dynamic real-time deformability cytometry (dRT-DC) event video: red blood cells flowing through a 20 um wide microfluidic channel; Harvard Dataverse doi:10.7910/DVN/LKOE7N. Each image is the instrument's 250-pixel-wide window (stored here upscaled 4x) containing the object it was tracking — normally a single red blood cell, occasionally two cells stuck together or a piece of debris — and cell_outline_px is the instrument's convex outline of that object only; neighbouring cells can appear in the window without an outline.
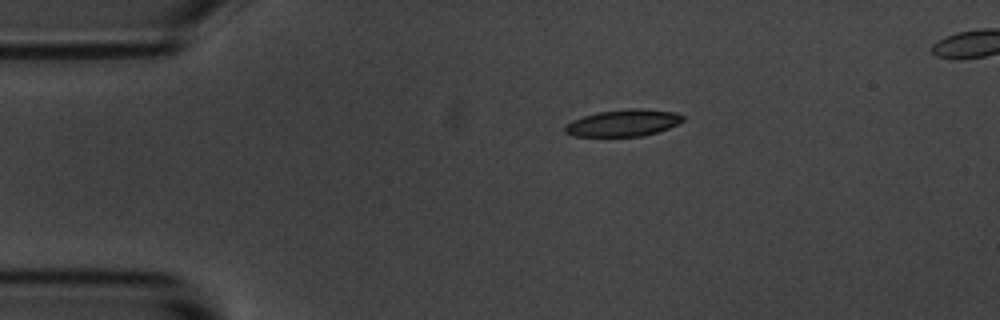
{"species": "common noctule bat (a hibernating species)", "species_latin": "Nyctalus noctula", "temperature_condition": "room temperature", "stored_images_in_passage": 4, "camera_frame_rate_fps": 3000, "um_per_image_px": 0.085, "animal": {"sex": "male", "body_mass_g": 20.1, "forearm_length_mm": 53.5}, "frame": {"image": 1, "passage_image": 1, "time_ms": 0.0, "image_size_px": [1000, 320], "cell_outline_px": [[684, 120], [668, 128], [656, 132], [640, 136], [572, 136], [564, 132], [564, 128], [572, 120], [596, 112], [628, 108], [640, 108], [676, 112], [684, 116]], "centroid_in_image_um": [52.97, 10.44], "position_along_channel_um": 32.0, "area_um2": 18.38}}